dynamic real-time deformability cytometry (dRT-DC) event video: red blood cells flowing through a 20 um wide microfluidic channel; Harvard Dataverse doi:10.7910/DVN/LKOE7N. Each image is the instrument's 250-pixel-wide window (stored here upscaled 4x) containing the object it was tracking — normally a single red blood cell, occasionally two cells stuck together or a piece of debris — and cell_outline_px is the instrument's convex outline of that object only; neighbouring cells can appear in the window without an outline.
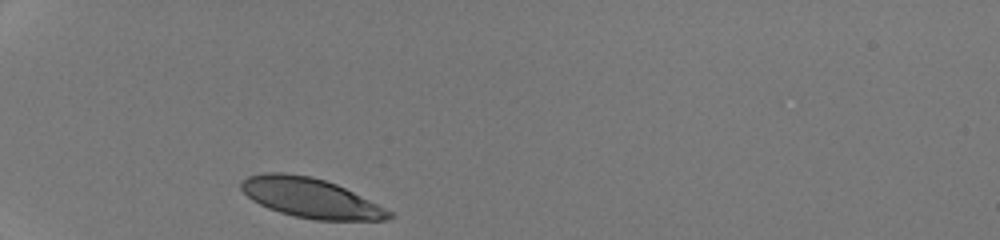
{"species": "human", "species_latin": "Homo sapiens", "temperature_condition": "room temperature", "stored_images_in_passage": 28, "camera_frame_rate_fps": 3000, "um_per_image_px": 0.085, "donor": {"sex": "male"}, "frame": {"image": 1, "passage_image": 1, "time_ms": 0.0, "image_size_px": [1000, 240], "cell_outline_px": [[396, 216], [388, 220], [316, 220], [296, 216], [280, 212], [268, 208], [252, 200], [240, 188], [240, 184], [248, 176], [264, 172], [284, 172], [312, 176], [336, 184], [392, 212]], "centroid_in_image_um": [26.38, 16.82], "position_along_channel_um": 58.6, "area_um2": 33.81}}
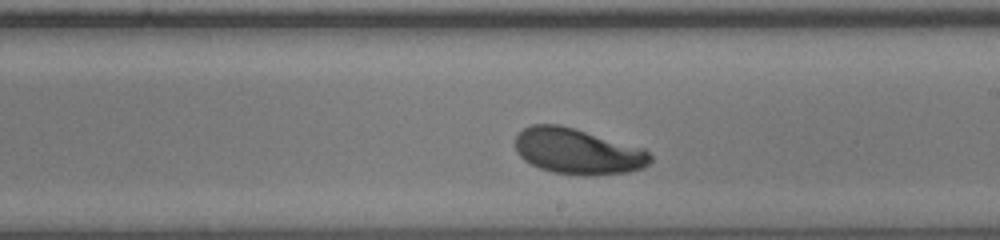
{"frame": {"image": 2, "passage_image": 16, "time_ms": 5.0, "image_size_px": [1000, 240], "cell_outline_px": [[652, 160], [644, 168], [628, 172], [584, 176], [552, 172], [540, 168], [524, 160], [516, 152], [516, 136], [524, 128], [532, 124], [560, 124], [644, 148], [652, 156]], "centroid_in_image_um": [49.11, 12.87], "position_along_channel_um": 239.9, "area_um2": 36.07}}
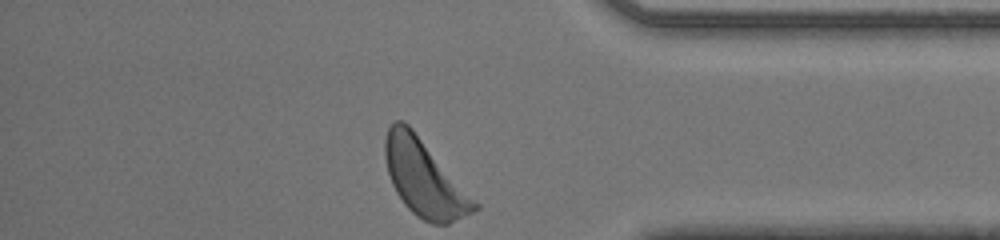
{"frame": {"image": 3, "passage_image": 28, "time_ms": 9.0, "image_size_px": [1000, 240], "cell_outline_px": [[480, 208], [448, 224], [432, 224], [416, 216], [404, 204], [396, 192], [392, 184], [388, 172], [384, 156], [384, 140], [388, 128], [396, 120], [404, 120], [412, 128], [480, 204]], "centroid_in_image_um": [36.06, 15.15], "position_along_channel_um": 399.1, "area_um2": 39.54}, "authors_computed_cell_mechanics": {"area_um2": 36.0383, "velocity_mm_per_s": 4.2245, "shape_relaxation_time_tau1_ms": 2.26, "shape_relaxation_time_tau2_ms": null, "deformation_change_tau1": 0.1251, "deformation_change_tau2": null}}